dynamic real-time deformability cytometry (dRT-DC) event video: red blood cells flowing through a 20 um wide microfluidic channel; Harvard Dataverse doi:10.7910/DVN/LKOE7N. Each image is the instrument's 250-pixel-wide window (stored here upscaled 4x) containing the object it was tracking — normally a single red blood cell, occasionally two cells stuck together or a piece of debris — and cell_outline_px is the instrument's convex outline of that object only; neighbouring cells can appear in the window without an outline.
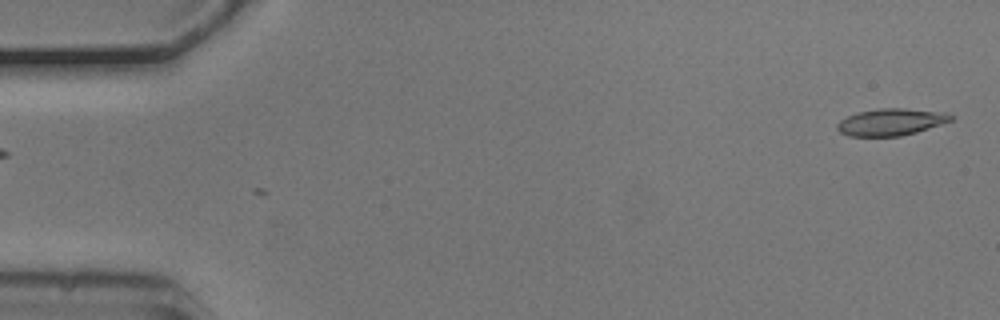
{"species": "common noctule bat (a hibernating species)", "species_latin": "Nyctalus noctula", "temperature_condition": "cold", "stored_images_in_passage": 4, "camera_frame_rate_fps": 3000, "um_per_image_px": 0.085, "animal": {"sex": "male", "body_mass_g": 20.5, "forearm_length_mm": 52.5}, "frame": {"image": 1, "passage_image": 4, "time_ms": 1.0, "image_size_px": [1000, 320], "cell_outline_px": [[956, 116], [952, 120], [916, 132], [900, 136], [848, 136], [840, 132], [836, 128], [836, 124], [840, 120], [856, 112], [880, 108], [904, 108], [948, 112]], "centroid_in_image_um": [75.74, 10.36], "position_along_channel_um": 9.3, "area_um2": 17.98}}